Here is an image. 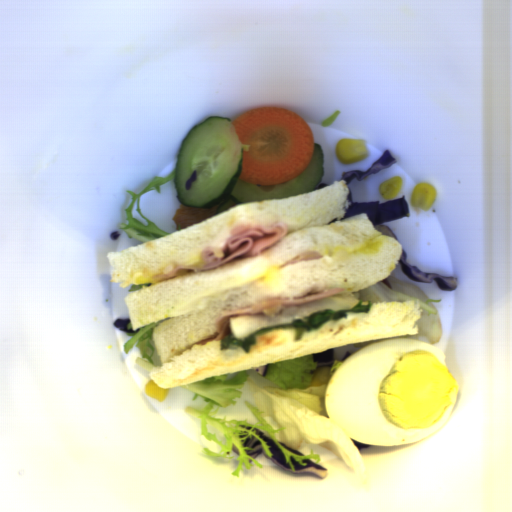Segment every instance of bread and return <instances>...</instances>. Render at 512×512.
I'll return each instance as SVG.
<instances>
[{"mask_svg":"<svg viewBox=\"0 0 512 512\" xmlns=\"http://www.w3.org/2000/svg\"><path fill=\"white\" fill-rule=\"evenodd\" d=\"M348 191L342 179L293 197L245 202L156 240L108 253L111 282L123 288L151 283L124 297L131 328L167 319L153 331L161 366L151 368V379L164 389L176 388L352 343L419 335L416 323L424 309L420 300H410L372 302L369 312H347L346 318L330 320L299 339L290 327L264 332L249 351L233 344L222 349L221 339L198 344L217 335V319L227 311L271 297L297 298L328 289L358 292L388 278L403 248L397 238L378 231L366 213L343 219L350 206ZM275 222L287 224V235L259 254L200 271L203 250L223 246L235 226ZM308 250L323 259L281 268ZM182 265L198 272L178 270L175 277L152 280Z\"/></svg>","mask_w":512,"mask_h":512,"instance_id":"bread-1","label":"bread"}]
</instances>
